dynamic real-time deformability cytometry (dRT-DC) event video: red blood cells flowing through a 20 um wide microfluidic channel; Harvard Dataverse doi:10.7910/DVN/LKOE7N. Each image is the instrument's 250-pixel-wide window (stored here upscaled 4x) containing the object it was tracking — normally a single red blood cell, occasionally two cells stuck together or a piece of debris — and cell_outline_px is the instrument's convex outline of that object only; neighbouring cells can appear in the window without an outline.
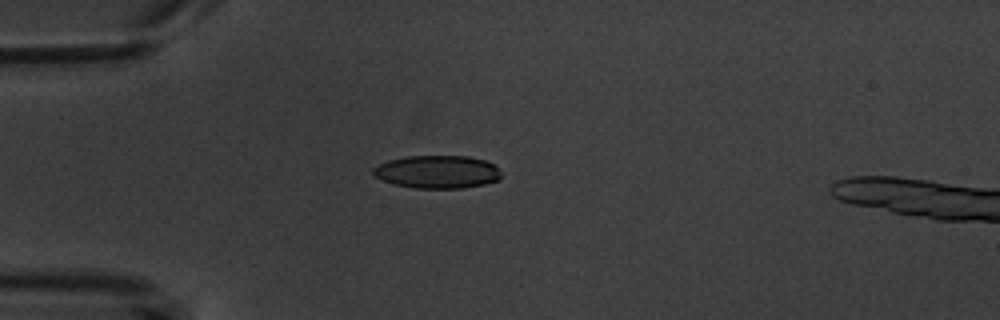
{"species": "common noctule bat (a hibernating species)", "species_latin": "Nyctalus noctula", "temperature_condition": "warm", "stored_images_in_passage": 4, "camera_frame_rate_fps": 3000, "um_per_image_px": 0.085, "animal": {"sex": "male", "body_mass_g": 20.1, "forearm_length_mm": 53.5}, "frame": {"image": 1, "passage_image": 1, "time_ms": 0.0, "image_size_px": [1000, 320], "cell_outline_px": [[500, 180], [484, 184], [460, 188], [416, 188], [396, 184], [384, 180], [376, 176], [372, 172], [372, 168], [388, 160], [408, 156], [468, 156], [484, 160], [492, 164], [500, 172]], "centroid_in_image_um": [37.18, 14.6], "position_along_channel_um": 47.8, "area_um2": 24.28}}
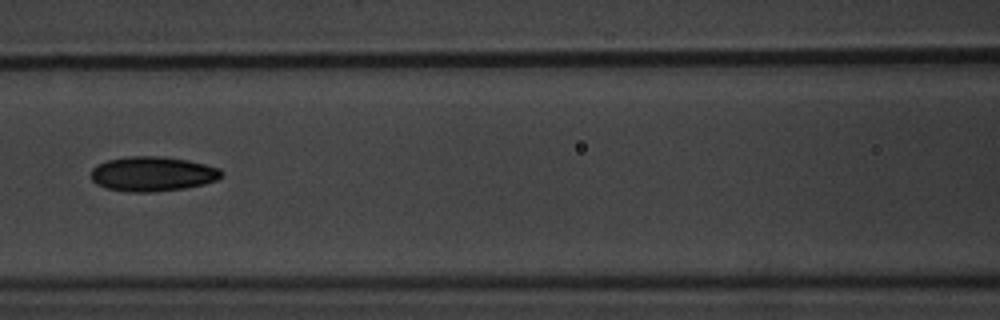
{"frame": {"image": 2, "passage_image": 4, "time_ms": 3.333, "image_size_px": [1000, 320], "cell_outline_px": [[224, 172], [216, 180], [204, 184], [184, 188], [152, 192], [132, 192], [104, 188], [96, 184], [92, 180], [92, 168], [96, 164], [108, 160], [124, 156], [164, 156], [188, 160], [220, 168]], "centroid_in_image_um": [12.95, 14.77], "position_along_channel_um": 153.7, "area_um2": 26.53}}